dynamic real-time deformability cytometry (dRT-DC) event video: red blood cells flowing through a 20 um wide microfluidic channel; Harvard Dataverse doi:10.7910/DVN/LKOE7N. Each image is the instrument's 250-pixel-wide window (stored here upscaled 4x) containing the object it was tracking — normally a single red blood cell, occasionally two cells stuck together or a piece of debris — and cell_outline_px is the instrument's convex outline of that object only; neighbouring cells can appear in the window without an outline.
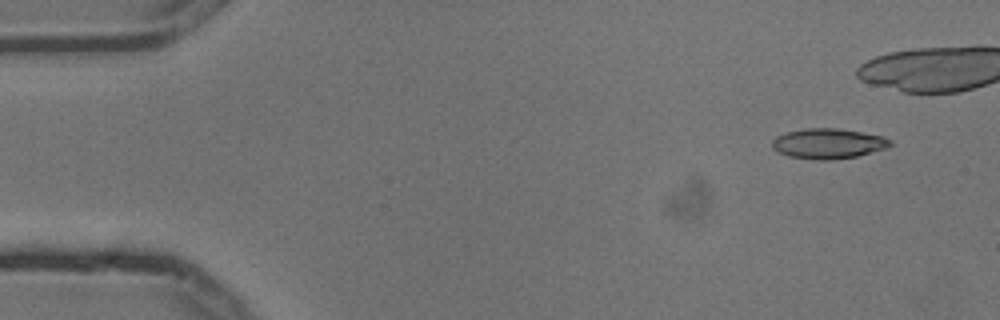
{"species": "common noctule bat (a hibernating species)", "species_latin": "Nyctalus noctula", "temperature_condition": "cold", "stored_images_in_passage": 5, "camera_frame_rate_fps": 3000, "um_per_image_px": 0.085, "animal": {"sex": "male", "body_mass_g": 13.3}, "frame": {"image": 1, "passage_image": 1, "time_ms": 0.0, "image_size_px": [1000, 320], "cell_outline_px": [[892, 144], [884, 148], [856, 156], [828, 160], [816, 160], [788, 156], [772, 148], [772, 140], [776, 136], [784, 132], [804, 128], [836, 128], [884, 136], [892, 140]], "centroid_in_image_um": [70.35, 12.19], "position_along_channel_um": 14.6, "area_um2": 20.69}}